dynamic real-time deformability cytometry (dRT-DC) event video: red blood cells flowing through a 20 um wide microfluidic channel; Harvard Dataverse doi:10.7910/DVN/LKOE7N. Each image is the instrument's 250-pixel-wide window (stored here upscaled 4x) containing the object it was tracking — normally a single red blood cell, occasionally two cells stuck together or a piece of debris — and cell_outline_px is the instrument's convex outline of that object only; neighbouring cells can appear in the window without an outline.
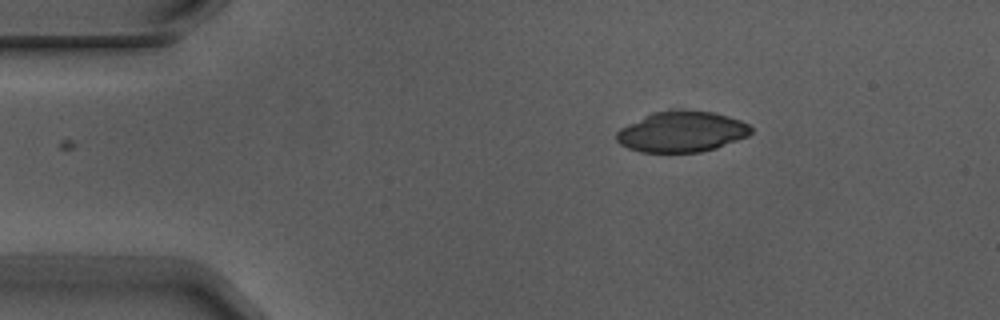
{"species": "Egyptian fruit bat (a non-hibernating species)", "species_latin": "Rousettus aegyptiacus", "temperature_condition": "warm", "stored_images_in_passage": 3, "camera_frame_rate_fps": 3000, "um_per_image_px": 0.085, "animal": {"sex": "male"}, "frame": {"image": 1, "passage_image": 3, "time_ms": 0.667, "image_size_px": [1000, 320], "cell_outline_px": [[752, 132], [748, 136], [716, 148], [700, 152], [640, 152], [628, 148], [620, 144], [616, 140], [616, 132], [620, 128], [652, 112], [684, 108], [712, 112], [728, 116], [740, 120], [748, 124], [752, 128]], "centroid_in_image_um": [57.94, 11.18], "position_along_channel_um": 27.1, "area_um2": 32.19}}